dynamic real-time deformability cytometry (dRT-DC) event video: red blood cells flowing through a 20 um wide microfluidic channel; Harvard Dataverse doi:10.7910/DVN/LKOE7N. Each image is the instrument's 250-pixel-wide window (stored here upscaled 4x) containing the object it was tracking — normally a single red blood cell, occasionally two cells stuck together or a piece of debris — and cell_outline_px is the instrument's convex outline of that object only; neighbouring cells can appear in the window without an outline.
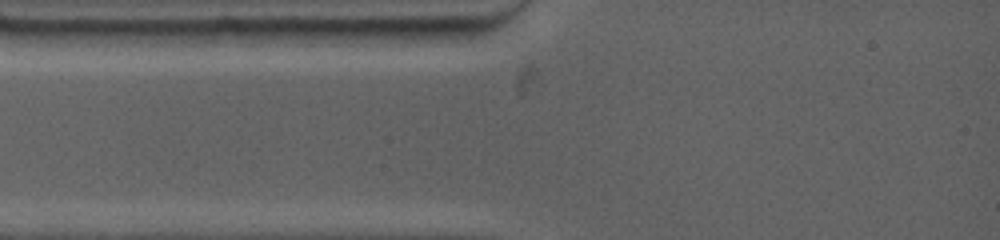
{"species": "common noctule bat (a hibernating species)", "species_latin": "Nyctalus noctula", "temperature_condition": "warm", "stored_images_in_passage": 4, "camera_frame_rate_fps": 4500, "um_per_image_px": 0.085, "animal": {"sex": "female", "body_mass_g": 19.0, "forearm_length_mm": 53.3}, "frame": {"image": 1, "passage_image": 1, "time_ms": 0.0, "image_size_px": [1000, 240], "cell_outline_px": [[476, 32], [472, 36], [460, 44], [396, 48], [372, 48], [304, 44], [304, 28], [472, 28]], "centroid_in_image_um": [32.86, 3.15], "position_along_channel_um": 52.1, "area_um2": 21.79}}